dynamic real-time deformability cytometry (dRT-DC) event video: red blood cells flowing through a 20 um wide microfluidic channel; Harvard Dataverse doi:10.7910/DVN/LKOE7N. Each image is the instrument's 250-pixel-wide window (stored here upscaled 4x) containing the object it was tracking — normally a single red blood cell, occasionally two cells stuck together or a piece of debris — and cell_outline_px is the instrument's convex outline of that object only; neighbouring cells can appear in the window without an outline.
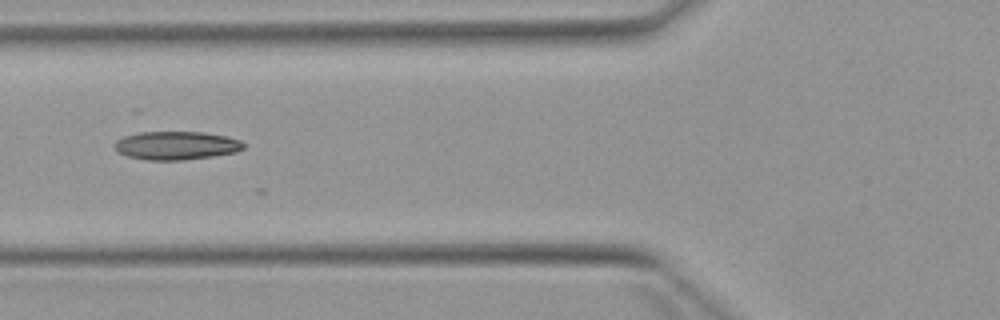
{"species": "Egyptian fruit bat (a non-hibernating species)", "species_latin": "Rousettus aegyptiacus", "temperature_condition": "warm", "stored_images_in_passage": 6, "camera_frame_rate_fps": 3000, "um_per_image_px": 0.085, "animal": {"sex": "female"}, "frame": {"image": 1, "passage_image": 6, "time_ms": 6.333, "image_size_px": [1000, 320], "cell_outline_px": [[244, 148], [236, 152], [212, 156], [184, 160], [148, 160], [128, 156], [116, 152], [116, 140], [124, 136], [140, 132], [204, 132], [228, 136], [240, 140], [244, 144]], "centroid_in_image_um": [15.0, 12.36], "position_along_channel_um": 110.8, "area_um2": 21.33}}